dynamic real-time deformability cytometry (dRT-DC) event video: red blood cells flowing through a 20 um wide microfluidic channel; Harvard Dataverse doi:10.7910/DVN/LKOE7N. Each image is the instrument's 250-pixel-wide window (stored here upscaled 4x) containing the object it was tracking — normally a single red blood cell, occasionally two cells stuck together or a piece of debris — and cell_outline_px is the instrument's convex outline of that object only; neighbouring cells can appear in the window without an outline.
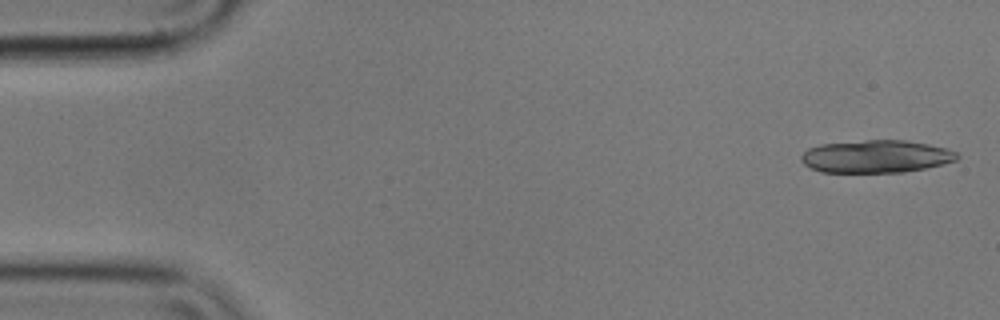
{"species": "common noctule bat (a hibernating species)", "species_latin": "Nyctalus noctula", "temperature_condition": "cold", "stored_images_in_passage": 10, "camera_frame_rate_fps": 3000, "um_per_image_px": 0.085, "animal": {"sex": "male", "body_mass_g": 17.9}, "frame": {"image": 1, "passage_image": 1, "time_ms": 0.0, "image_size_px": [1000, 320], "cell_outline_px": [[960, 156], [956, 160], [924, 168], [904, 172], [820, 172], [804, 164], [800, 160], [800, 156], [808, 148], [820, 144], [864, 140], [904, 140], [928, 144], [944, 148], [956, 152]], "centroid_in_image_um": [74.42, 13.29], "position_along_channel_um": 10.6, "area_um2": 29.54}}
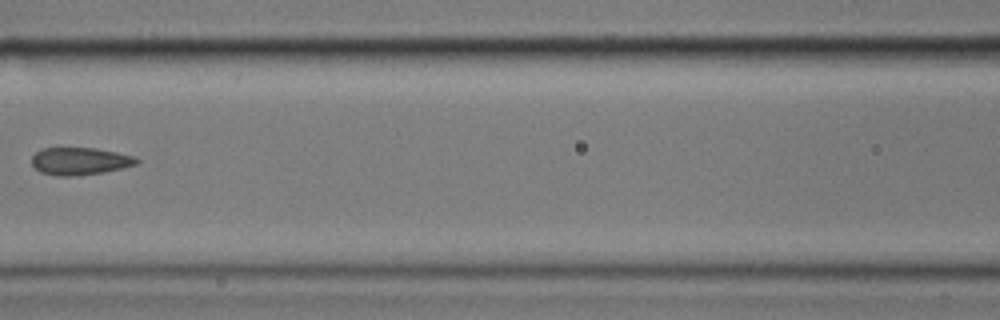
{"frame": {"image": 2, "passage_image": 6, "time_ms": 1.667, "image_size_px": [1000, 320], "cell_outline_px": [[140, 160], [136, 164], [104, 172], [76, 176], [56, 176], [40, 172], [32, 164], [32, 156], [40, 148], [96, 148], [136, 156]], "centroid_in_image_um": [6.78, 13.69], "position_along_channel_um": 159.8, "area_um2": 16.82}}
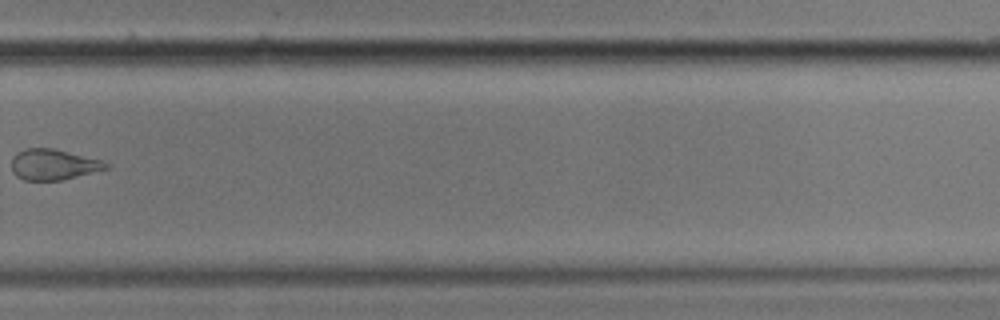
{"frame": {"image": 3, "passage_image": 10, "time_ms": 3.0, "image_size_px": [1000, 320], "cell_outline_px": [[108, 168], [60, 180], [24, 180], [16, 176], [12, 172], [12, 156], [16, 152], [28, 148], [52, 148], [100, 160], [108, 164]], "centroid_in_image_um": [4.46, 13.98], "position_along_channel_um": 325.3, "area_um2": 16.59}}